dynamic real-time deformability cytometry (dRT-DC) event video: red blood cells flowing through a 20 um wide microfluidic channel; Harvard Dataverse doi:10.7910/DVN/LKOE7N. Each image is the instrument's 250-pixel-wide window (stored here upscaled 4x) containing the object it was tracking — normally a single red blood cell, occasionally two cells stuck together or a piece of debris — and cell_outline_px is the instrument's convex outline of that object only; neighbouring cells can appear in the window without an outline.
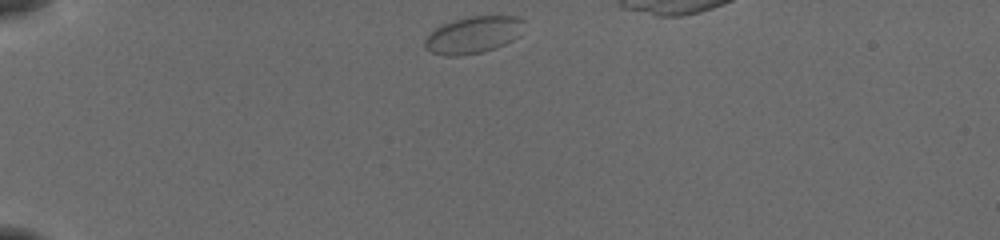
{"species": "common noctule bat (a hibernating species)", "species_latin": "Nyctalus noctula", "temperature_condition": "cold", "stored_images_in_passage": 36, "camera_frame_rate_fps": 3000, "um_per_image_px": 0.085, "animal": {"sex": "female", "body_mass_g": 19.5, "forearm_length_mm": 54.1}, "frame": {"image": 1, "passage_image": 1, "time_ms": 0.0, "image_size_px": [1000, 240], "cell_outline_px": [[524, 20], [520, 36], [496, 48], [480, 52], [456, 56], [444, 56], [432, 52], [424, 48], [424, 40], [436, 28], [452, 20], [468, 16], [520, 16]], "centroid_in_image_um": [40.24, 2.96], "position_along_channel_um": 44.8, "area_um2": 21.33}}
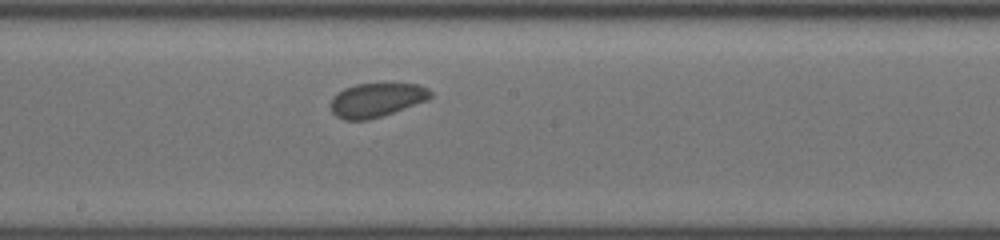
{"frame": {"image": 2, "passage_image": 18, "time_ms": 5.667, "image_size_px": [1000, 240], "cell_outline_px": [[432, 96], [428, 100], [368, 120], [344, 120], [336, 116], [332, 112], [332, 96], [336, 92], [344, 88], [356, 84], [416, 84], [428, 88], [432, 92]], "centroid_in_image_um": [31.99, 8.49], "position_along_channel_um": 216.2, "area_um2": 19.59}}
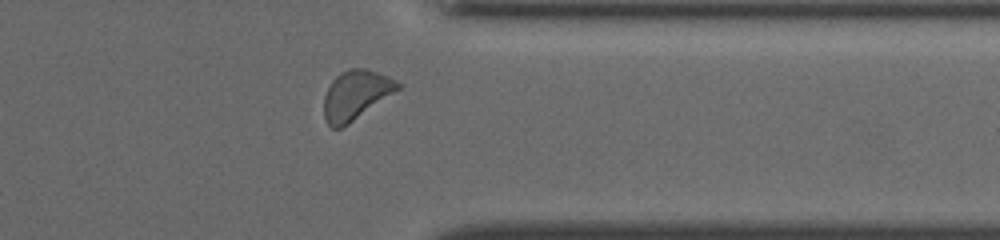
{"frame": {"image": 3, "passage_image": 31, "time_ms": 10.0, "image_size_px": [1000, 240], "cell_outline_px": [[404, 88], [348, 124], [340, 128], [332, 128], [328, 124], [324, 116], [324, 96], [332, 80], [340, 72], [352, 68], [364, 68], [388, 76], [396, 80]], "centroid_in_image_um": [30.29, 8.07], "position_along_channel_um": 381.1, "area_um2": 21.39}}